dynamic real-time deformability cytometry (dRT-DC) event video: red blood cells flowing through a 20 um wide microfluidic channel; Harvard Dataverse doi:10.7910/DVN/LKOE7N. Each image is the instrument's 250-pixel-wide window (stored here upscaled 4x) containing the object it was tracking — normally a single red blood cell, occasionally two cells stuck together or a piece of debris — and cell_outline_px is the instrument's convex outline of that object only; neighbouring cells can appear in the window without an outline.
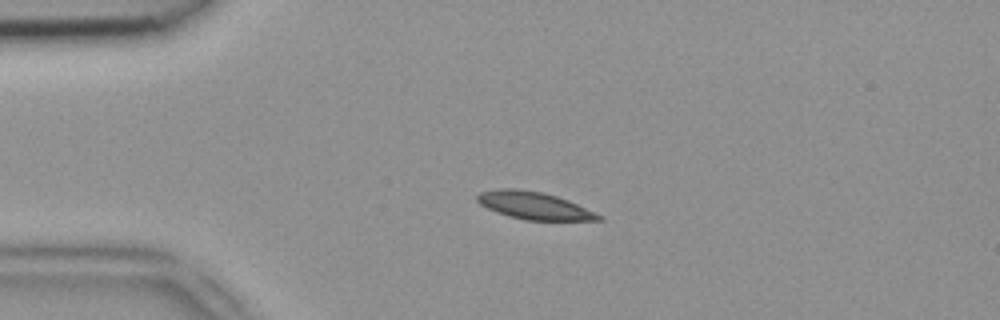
{"species": "common noctule bat (a hibernating species)", "species_latin": "Nyctalus noctula", "temperature_condition": "room temperature", "stored_images_in_passage": 49, "camera_frame_rate_fps": 3000, "um_per_image_px": 0.085, "animal": {"sex": "female", "body_mass_g": 18.4}, "frame": {"image": 1, "passage_image": 11, "time_ms": 3.333, "image_size_px": [1000, 320], "cell_outline_px": [[604, 220], [528, 220], [508, 216], [496, 212], [480, 204], [476, 200], [476, 196], [480, 192], [496, 188], [516, 188], [544, 192], [568, 200], [604, 216]], "centroid_in_image_um": [45.38, 17.46], "position_along_channel_um": 39.6, "area_um2": 19.48}}
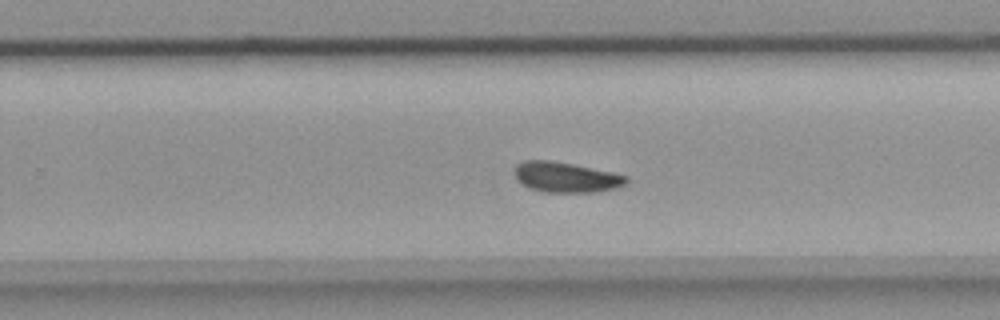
{"frame": {"image": 2, "passage_image": 31, "time_ms": 10.0, "image_size_px": [1000, 320], "cell_outline_px": [[628, 180], [624, 184], [612, 188], [596, 192], [544, 192], [532, 188], [524, 184], [516, 176], [516, 164], [524, 160], [552, 160], [612, 172], [628, 176]], "centroid_in_image_um": [48.12, 15.05], "position_along_channel_um": 281.7, "area_um2": 19.31}}
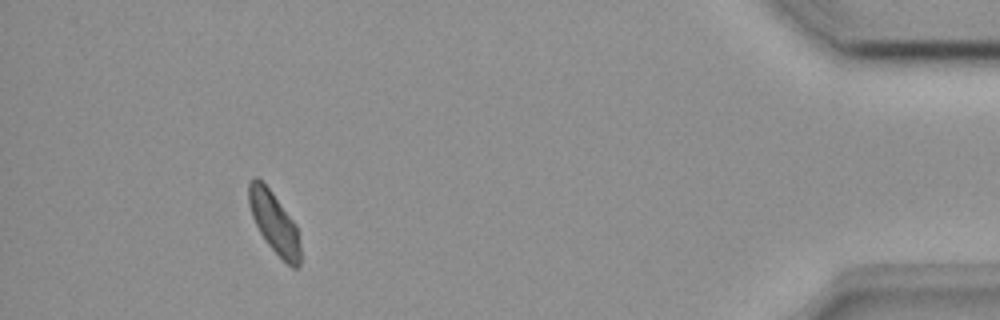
{"frame": {"image": 3, "passage_image": 45, "time_ms": 14.667, "image_size_px": [1000, 320], "cell_outline_px": [[300, 264], [296, 268], [292, 268], [268, 244], [260, 232], [252, 216], [248, 204], [248, 184], [252, 176], [256, 176], [272, 192], [296, 224], [300, 244]], "centroid_in_image_um": [23.3, 18.9], "position_along_channel_um": 411.9, "area_um2": 18.21}}